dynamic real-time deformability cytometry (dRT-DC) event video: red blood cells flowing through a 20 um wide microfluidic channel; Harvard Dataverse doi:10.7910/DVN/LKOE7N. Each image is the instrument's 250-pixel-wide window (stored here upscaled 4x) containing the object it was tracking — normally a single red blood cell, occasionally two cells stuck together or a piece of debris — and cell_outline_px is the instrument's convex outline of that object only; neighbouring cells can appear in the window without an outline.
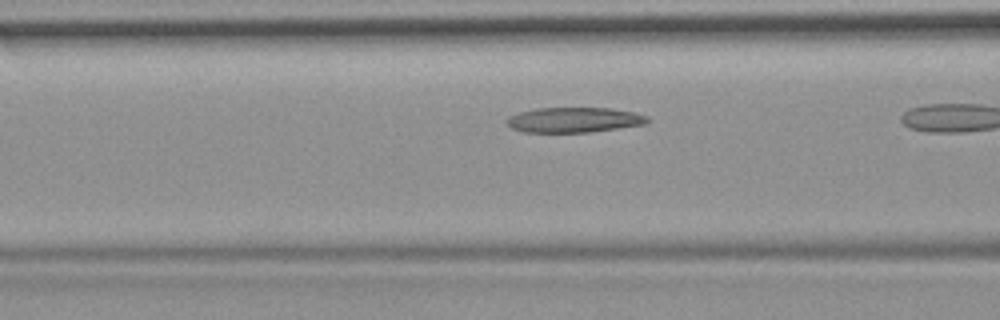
{"species": "common noctule bat (a hibernating species)", "species_latin": "Nyctalus noctula", "temperature_condition": "room temperature", "stored_images_in_passage": 16, "camera_frame_rate_fps": 3000, "um_per_image_px": 0.085, "animal": {"sex": "female", "body_mass_g": 19.9}, "frame": {"image": 1, "passage_image": 12, "time_ms": 3.667, "image_size_px": [1000, 320], "cell_outline_px": [[648, 124], [588, 132], [524, 132], [512, 128], [508, 124], [508, 116], [520, 112], [536, 108], [612, 108], [636, 112], [648, 116]], "centroid_in_image_um": [48.84, 10.18], "position_along_channel_um": 117.8, "area_um2": 20.58}}